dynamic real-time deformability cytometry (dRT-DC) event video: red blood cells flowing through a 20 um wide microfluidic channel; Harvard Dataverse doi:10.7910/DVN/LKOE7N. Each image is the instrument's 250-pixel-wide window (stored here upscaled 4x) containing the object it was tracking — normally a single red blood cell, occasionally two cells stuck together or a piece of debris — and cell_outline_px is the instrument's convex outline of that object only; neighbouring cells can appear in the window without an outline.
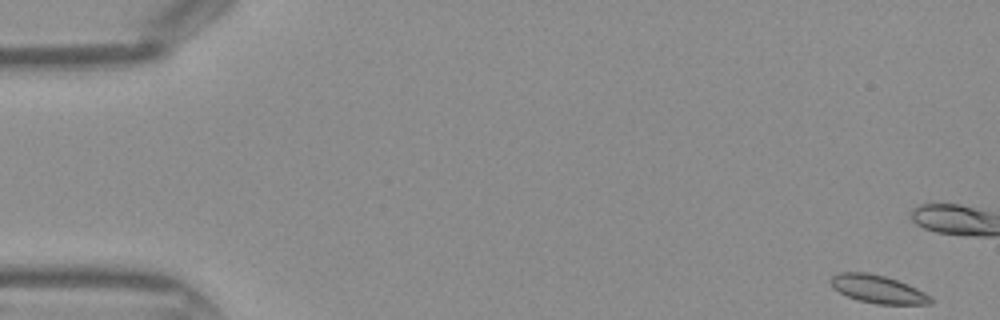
{"species": "Egyptian fruit bat (a non-hibernating species)", "species_latin": "Rousettus aegyptiacus", "temperature_condition": "warm", "stored_images_in_passage": 45, "camera_frame_rate_fps": 3000, "um_per_image_px": 0.085, "frame": {"image": 1, "passage_image": 1, "time_ms": 0.0, "image_size_px": [1000, 320], "cell_outline_px": [[932, 304], [876, 304], [860, 300], [848, 296], [832, 288], [832, 276], [840, 272], [868, 272], [884, 276], [908, 284], [932, 296]], "centroid_in_image_um": [74.65, 24.58], "position_along_channel_um": 10.3, "area_um2": 16.13}}
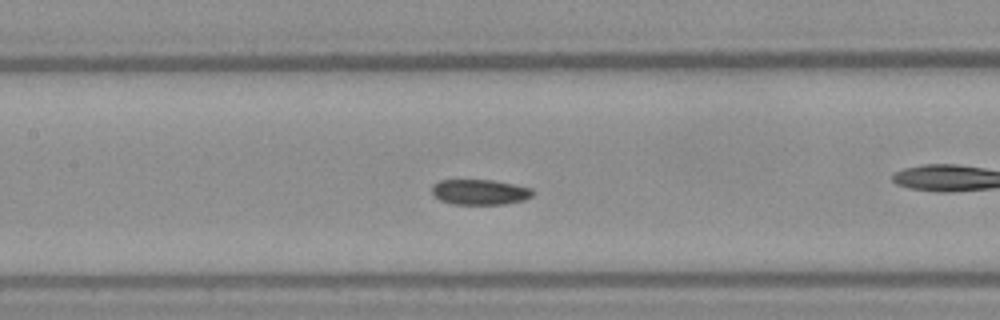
{"frame": {"image": 2, "passage_image": 20, "time_ms": 6.333, "image_size_px": [1000, 320], "cell_outline_px": [[536, 192], [532, 196], [524, 200], [504, 204], [452, 204], [440, 200], [432, 192], [432, 184], [440, 180], [492, 180], [532, 188]], "centroid_in_image_um": [40.8, 16.32], "position_along_channel_um": 166.6, "area_um2": 14.91}}
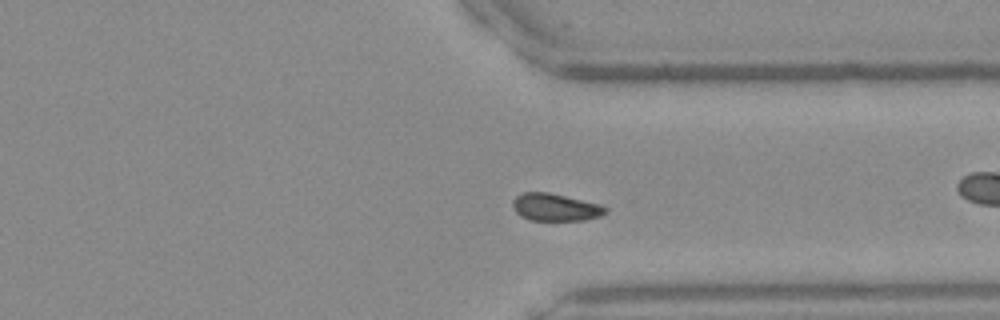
{"frame": {"image": 3, "passage_image": 33, "time_ms": 10.667, "image_size_px": [1000, 320], "cell_outline_px": [[608, 212], [600, 216], [584, 220], [528, 220], [520, 216], [516, 212], [512, 204], [512, 200], [516, 196], [524, 192], [548, 192], [600, 204], [608, 208]], "centroid_in_image_um": [47.2, 17.62], "position_along_channel_um": 364.2, "area_um2": 14.85}}